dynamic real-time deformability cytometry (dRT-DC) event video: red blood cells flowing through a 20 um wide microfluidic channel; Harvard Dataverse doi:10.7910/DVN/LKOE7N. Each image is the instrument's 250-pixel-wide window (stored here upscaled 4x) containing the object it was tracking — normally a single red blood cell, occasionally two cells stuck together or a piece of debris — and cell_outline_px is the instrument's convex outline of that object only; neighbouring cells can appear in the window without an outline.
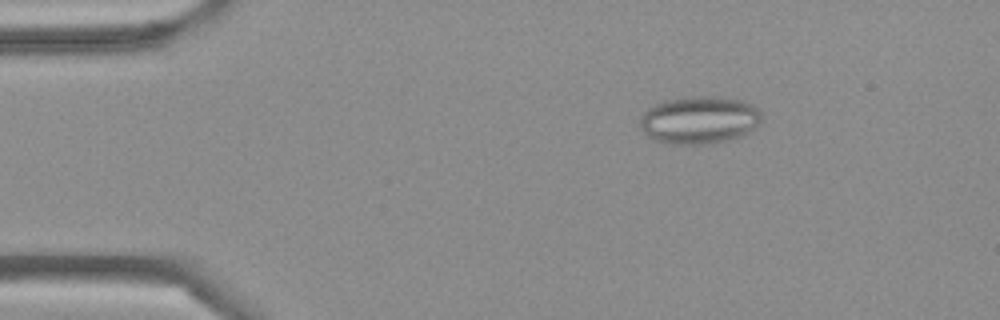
{"species": "Egyptian fruit bat (a non-hibernating species)", "species_latin": "Rousettus aegyptiacus", "temperature_condition": "cold", "stored_images_in_passage": 5, "camera_frame_rate_fps": 3000, "um_per_image_px": 0.085, "frame": {"image": 1, "passage_image": 2, "time_ms": 0.333, "image_size_px": [1000, 320], "cell_outline_px": [[764, 120], [752, 132], [728, 140], [704, 144], [668, 144], [656, 140], [648, 136], [640, 128], [640, 120], [644, 112], [648, 108], [664, 100], [688, 96], [720, 96], [740, 100], [764, 112]], "centroid_in_image_um": [59.49, 10.19], "position_along_channel_um": 25.5, "area_um2": 34.22}}